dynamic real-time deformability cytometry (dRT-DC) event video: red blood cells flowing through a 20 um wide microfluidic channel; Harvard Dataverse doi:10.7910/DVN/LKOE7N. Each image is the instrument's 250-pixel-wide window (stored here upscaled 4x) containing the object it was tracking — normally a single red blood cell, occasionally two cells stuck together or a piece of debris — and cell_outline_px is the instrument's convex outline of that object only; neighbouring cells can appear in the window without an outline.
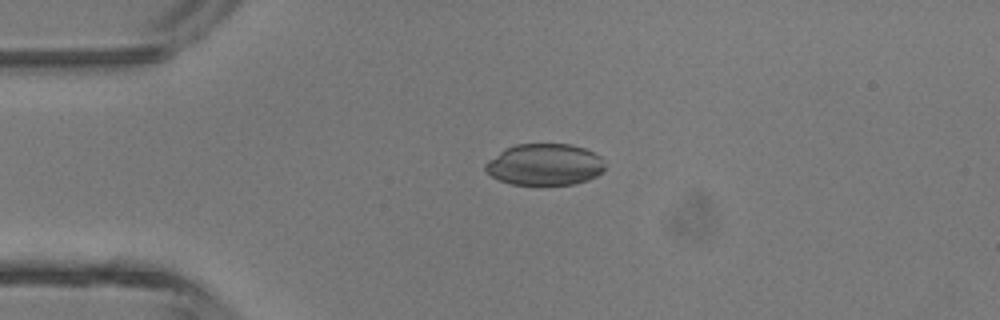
{"species": "common noctule bat (a hibernating species)", "species_latin": "Nyctalus noctula", "temperature_condition": "room temperature", "stored_images_in_passage": 5, "camera_frame_rate_fps": 3000, "um_per_image_px": 0.085, "animal": {"sex": "male", "body_mass_g": 13.3}, "frame": {"image": 1, "passage_image": 3, "time_ms": 3.0, "image_size_px": [1000, 320], "cell_outline_px": [[604, 172], [588, 180], [572, 184], [512, 184], [500, 180], [492, 176], [484, 168], [484, 164], [488, 160], [504, 148], [516, 144], [572, 144], [584, 148], [600, 156], [604, 164]], "centroid_in_image_um": [46.3, 13.97], "position_along_channel_um": 38.7, "area_um2": 28.9}}
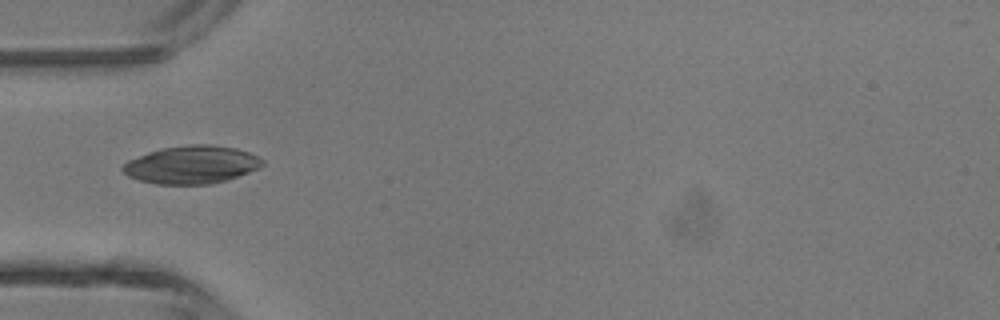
{"frame": {"image": 2, "passage_image": 4, "time_ms": 4.333, "image_size_px": [1000, 320], "cell_outline_px": [[264, 164], [260, 168], [224, 180], [208, 184], [156, 184], [140, 180], [128, 176], [120, 168], [128, 160], [148, 152], [164, 148], [192, 144], [212, 144], [236, 148], [248, 152], [264, 160]], "centroid_in_image_um": [16.28, 13.99], "position_along_channel_um": 68.7, "area_um2": 30.58}}
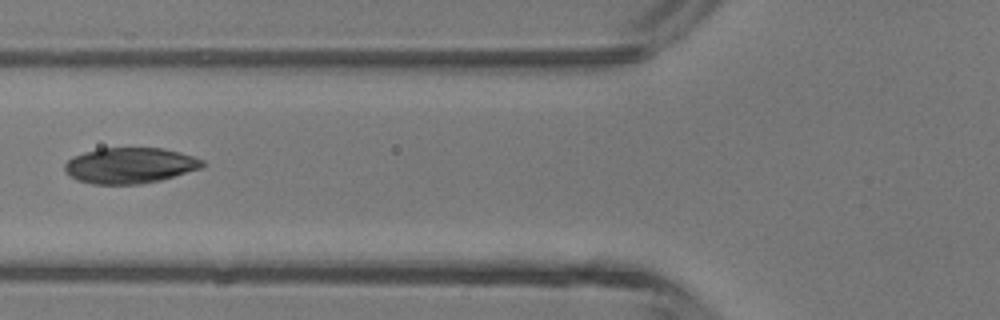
{"frame": {"image": 3, "passage_image": 5, "time_ms": 5.333, "image_size_px": [1000, 320], "cell_outline_px": [[204, 164], [200, 168], [160, 180], [140, 184], [92, 184], [76, 180], [64, 168], [64, 164], [72, 156], [84, 152], [100, 148], [164, 148], [180, 152], [204, 160]], "centroid_in_image_um": [11.02, 14.06], "position_along_channel_um": 114.8, "area_um2": 28.55}}